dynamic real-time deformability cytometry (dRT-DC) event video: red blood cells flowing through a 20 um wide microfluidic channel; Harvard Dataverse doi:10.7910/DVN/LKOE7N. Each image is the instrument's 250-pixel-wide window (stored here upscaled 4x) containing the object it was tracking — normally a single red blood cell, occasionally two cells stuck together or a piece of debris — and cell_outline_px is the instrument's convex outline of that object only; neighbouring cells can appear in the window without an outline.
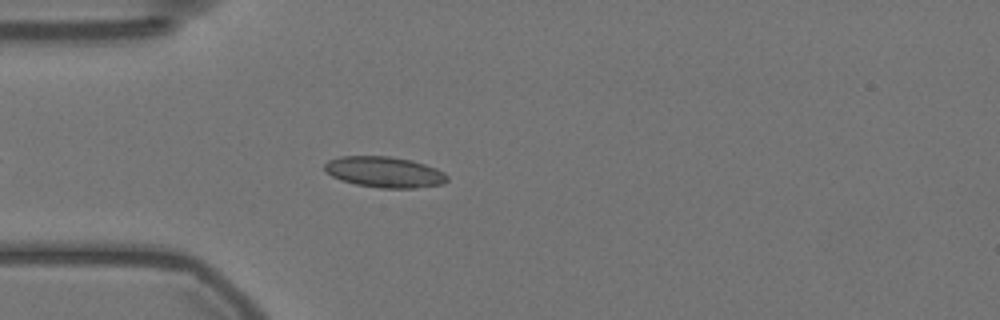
{"species": "Egyptian fruit bat (a non-hibernating species)", "species_latin": "Rousettus aegyptiacus", "temperature_condition": "warm", "stored_images_in_passage": 48, "camera_frame_rate_fps": 3000, "um_per_image_px": 0.085, "animal": {"sex": "female"}, "frame": {"image": 1, "passage_image": 7, "time_ms": 2.0, "image_size_px": [1000, 320], "cell_outline_px": [[448, 180], [444, 184], [416, 188], [380, 188], [356, 184], [340, 180], [332, 176], [324, 168], [324, 164], [328, 160], [340, 156], [388, 156], [412, 160], [436, 168], [444, 172], [448, 176]], "centroid_in_image_um": [32.7, 14.62], "position_along_channel_um": 52.3, "area_um2": 22.14}}
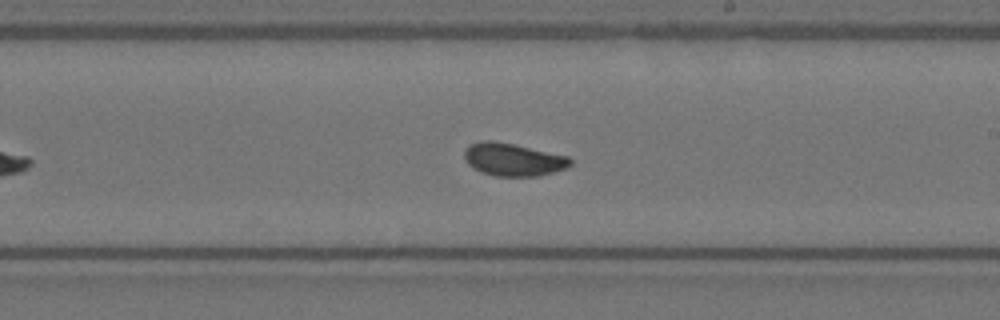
{"frame": {"image": 2, "passage_image": 24, "time_ms": 7.667, "image_size_px": [1000, 320], "cell_outline_px": [[572, 164], [568, 168], [536, 176], [496, 176], [480, 172], [468, 164], [464, 156], [464, 148], [468, 144], [480, 140], [492, 140], [512, 144], [568, 156], [572, 160]], "centroid_in_image_um": [43.58, 13.55], "position_along_channel_um": 245.4, "area_um2": 20.29}}
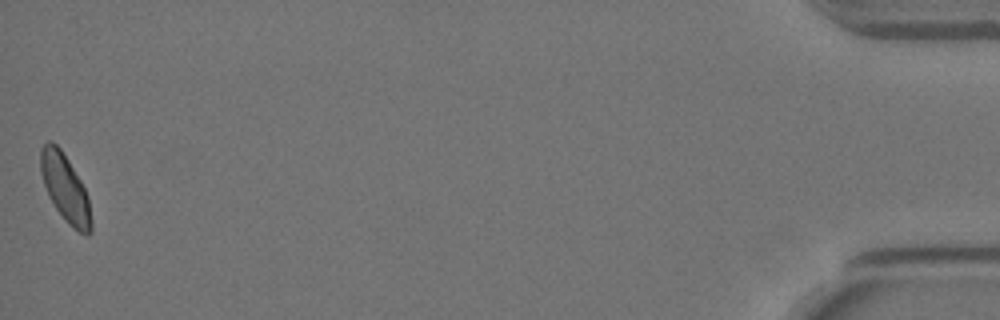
{"frame": {"image": 3, "passage_image": 48, "time_ms": 15.667, "image_size_px": [1000, 320], "cell_outline_px": [[92, 232], [88, 236], [84, 236], [72, 228], [68, 224], [56, 208], [48, 196], [40, 172], [40, 148], [48, 140], [52, 140], [60, 148], [68, 160], [80, 180], [88, 196], [92, 224]], "centroid_in_image_um": [5.54, 16.02], "position_along_channel_um": 429.7, "area_um2": 20.0}, "authors_computed_cell_mechanics": {"area_um2": 20.1433, "velocity_mm_per_s": 3.5281, "shape_relaxation_time_tau1_ms": 4.519, "shape_relaxation_time_tau2_ms": 0.579, "deformation_change_tau1": 0.0947, "deformation_change_tau2": 0.0382}}